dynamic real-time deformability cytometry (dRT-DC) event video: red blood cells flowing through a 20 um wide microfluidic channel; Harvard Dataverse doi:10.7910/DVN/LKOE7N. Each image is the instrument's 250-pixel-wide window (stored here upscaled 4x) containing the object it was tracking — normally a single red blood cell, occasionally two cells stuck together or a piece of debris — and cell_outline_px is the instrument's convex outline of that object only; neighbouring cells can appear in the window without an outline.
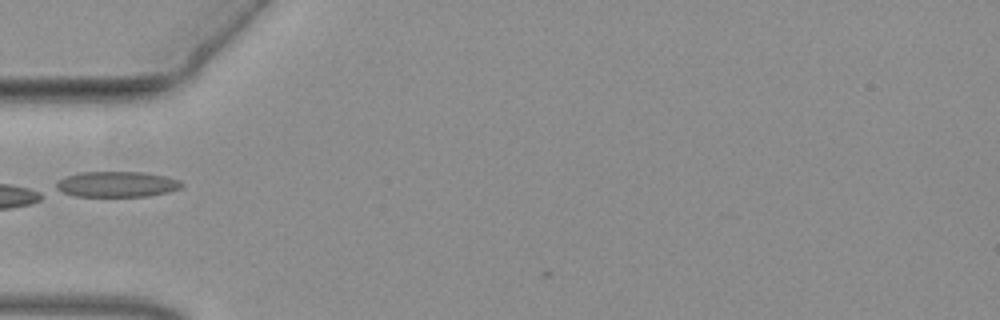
{"species": "common noctule bat (a hibernating species)", "species_latin": "Nyctalus noctula", "temperature_condition": "warm", "stored_images_in_passage": 4, "camera_frame_rate_fps": 3000, "um_per_image_px": 0.085, "animal": {"sex": "female", "body_mass_g": 19.3, "forearm_length_mm": 54.1}, "frame": {"image": 1, "passage_image": 2, "time_ms": 0.333, "image_size_px": [1000, 320], "cell_outline_px": [[184, 184], [180, 188], [148, 196], [76, 196], [64, 192], [56, 188], [56, 184], [64, 176], [80, 172], [144, 172], [168, 176], [180, 180]], "centroid_in_image_um": [9.95, 15.64], "position_along_channel_um": 75.0, "area_um2": 18.61}}